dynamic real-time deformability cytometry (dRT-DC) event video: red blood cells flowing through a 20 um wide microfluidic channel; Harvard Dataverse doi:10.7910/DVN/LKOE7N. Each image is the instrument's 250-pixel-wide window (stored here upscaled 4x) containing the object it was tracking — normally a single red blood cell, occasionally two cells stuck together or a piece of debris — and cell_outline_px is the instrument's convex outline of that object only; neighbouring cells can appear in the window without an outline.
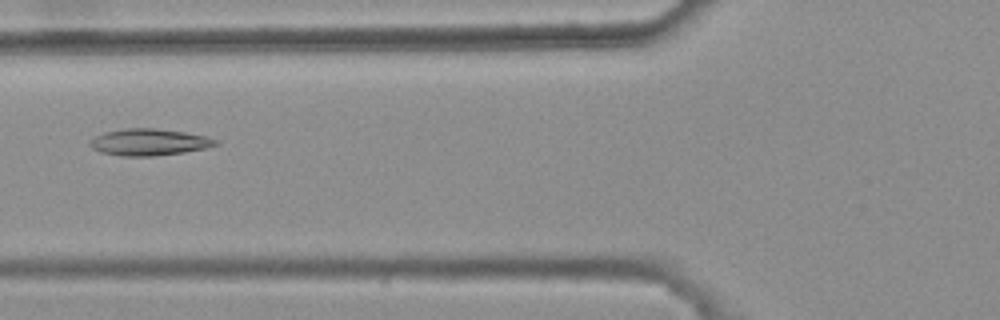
{"species": "common noctule bat (a hibernating species)", "species_latin": "Nyctalus noctula", "temperature_condition": "warm", "stored_images_in_passage": 8, "camera_frame_rate_fps": 3000, "um_per_image_px": 0.085, "animal": {"sex": "female", "body_mass_g": 25.1}, "frame": {"image": 1, "passage_image": 5, "time_ms": 1.333, "image_size_px": [1000, 320], "cell_outline_px": [[220, 144], [204, 148], [184, 152], [152, 156], [120, 156], [100, 152], [92, 148], [88, 144], [88, 140], [104, 132], [124, 128], [156, 128], [184, 132], [204, 136], [220, 140]], "centroid_in_image_um": [12.64, 12.08], "position_along_channel_um": 113.2, "area_um2": 19.65}}
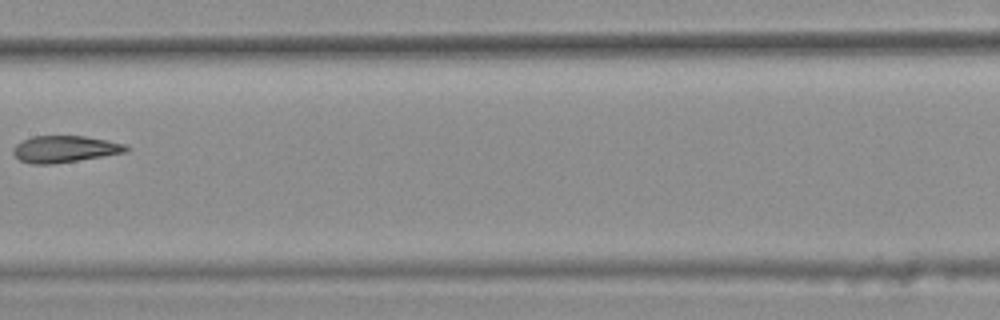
{"frame": {"image": 2, "passage_image": 7, "time_ms": 2.0, "image_size_px": [1000, 320], "cell_outline_px": [[132, 148], [128, 152], [104, 156], [52, 164], [32, 164], [20, 160], [12, 152], [12, 148], [16, 144], [32, 136], [84, 136], [108, 140], [124, 144]], "centroid_in_image_um": [5.53, 12.67], "position_along_channel_um": 201.9, "area_um2": 17.63}}
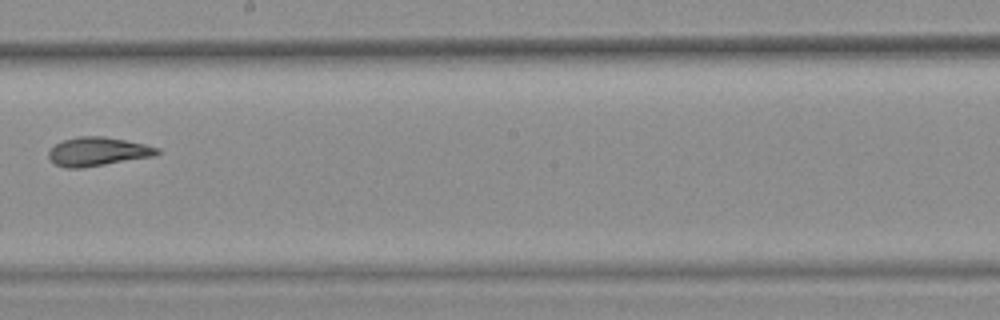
{"frame": {"image": 3, "passage_image": 8, "time_ms": 2.333, "image_size_px": [1000, 320], "cell_outline_px": [[160, 152], [152, 156], [84, 168], [64, 168], [56, 164], [48, 156], [48, 152], [56, 144], [64, 140], [76, 136], [104, 136], [144, 144], [160, 148]], "centroid_in_image_um": [8.29, 12.88], "position_along_channel_um": 239.9, "area_um2": 18.03}}